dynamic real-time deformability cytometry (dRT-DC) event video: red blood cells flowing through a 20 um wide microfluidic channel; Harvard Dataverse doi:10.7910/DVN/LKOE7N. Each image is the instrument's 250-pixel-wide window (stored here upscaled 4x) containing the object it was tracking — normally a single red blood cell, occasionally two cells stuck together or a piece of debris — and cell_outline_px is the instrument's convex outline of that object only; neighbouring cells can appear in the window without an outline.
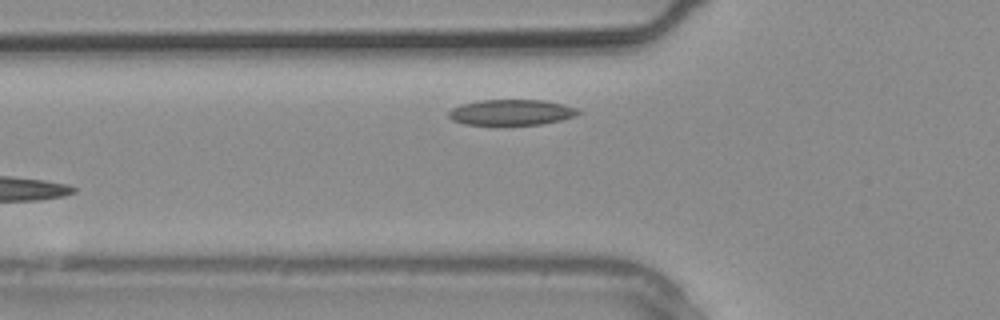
{"species": "common noctule bat (a hibernating species)", "species_latin": "Nyctalus noctula", "temperature_condition": "warm", "stored_images_in_passage": 4, "camera_frame_rate_fps": 3000, "um_per_image_px": 0.085, "animal": {"sex": "male", "body_mass_g": 20.4}, "frame": {"image": 1, "passage_image": 3, "time_ms": 0.667, "image_size_px": [1000, 320], "cell_outline_px": [[580, 112], [576, 116], [544, 124], [464, 124], [452, 120], [448, 116], [448, 112], [452, 108], [460, 104], [480, 100], [544, 100], [564, 104], [580, 108]], "centroid_in_image_um": [43.49, 9.53], "position_along_channel_um": 82.3, "area_um2": 19.42}}